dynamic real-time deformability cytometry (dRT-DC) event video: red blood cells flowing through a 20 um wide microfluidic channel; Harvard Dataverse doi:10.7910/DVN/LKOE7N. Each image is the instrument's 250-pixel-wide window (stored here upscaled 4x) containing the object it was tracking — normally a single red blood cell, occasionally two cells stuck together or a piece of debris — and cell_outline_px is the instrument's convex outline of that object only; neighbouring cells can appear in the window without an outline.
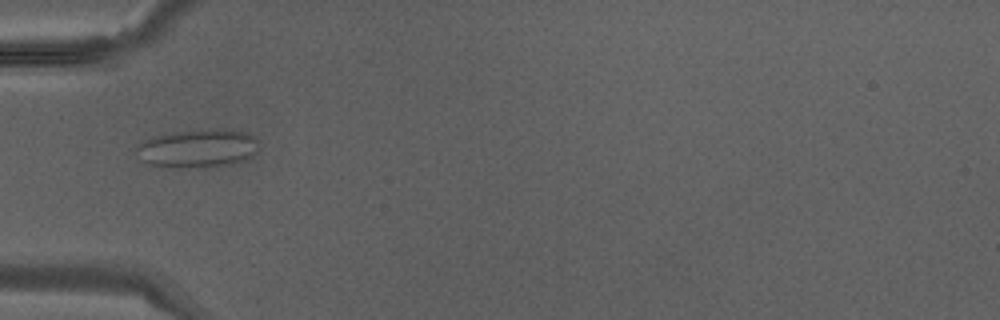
{"species": "Egyptian fruit bat (a non-hibernating species)", "species_latin": "Rousettus aegyptiacus", "temperature_condition": "warm", "stored_images_in_passage": 33, "camera_frame_rate_fps": 3000, "um_per_image_px": 0.085, "animal": {"sex": "male"}, "frame": {"image": 1, "passage_image": 7, "time_ms": 2.0, "image_size_px": [1000, 320], "cell_outline_px": [[256, 152], [252, 156], [244, 160], [232, 164], [148, 164], [140, 160], [136, 148], [144, 140], [152, 136], [200, 128], [232, 128], [248, 132], [256, 140]], "centroid_in_image_um": [16.86, 12.51], "position_along_channel_um": 68.1, "area_um2": 26.41}}
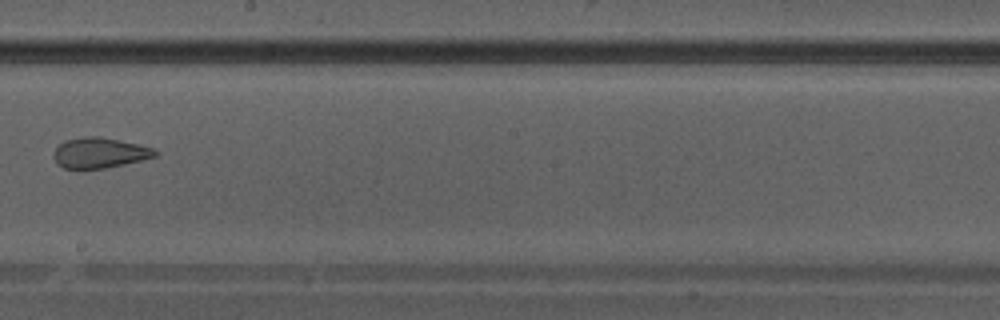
{"frame": {"image": 2, "passage_image": 17, "time_ms": 5.333, "image_size_px": [1000, 320], "cell_outline_px": [[160, 152], [156, 156], [124, 164], [104, 168], [64, 168], [56, 164], [52, 156], [52, 152], [64, 140], [84, 136], [100, 136], [136, 144], [152, 148]], "centroid_in_image_um": [8.41, 12.98], "position_along_channel_um": 239.8, "area_um2": 17.92}}
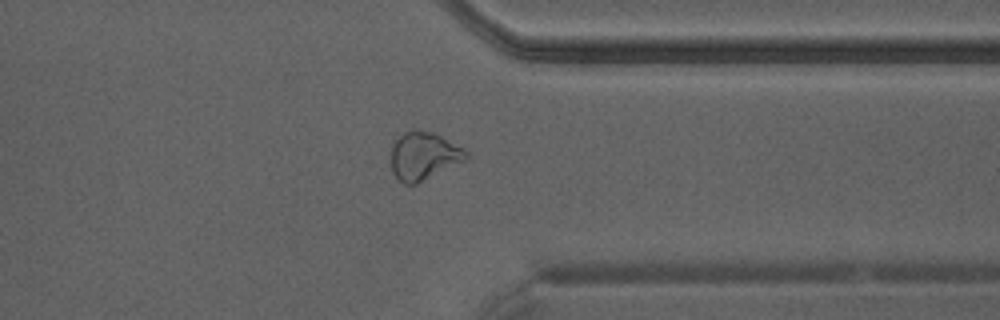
{"frame": {"image": 3, "passage_image": 25, "time_ms": 8.0, "image_size_px": [1000, 320], "cell_outline_px": [[468, 160], [416, 184], [404, 184], [392, 172], [392, 144], [404, 132], [412, 128], [416, 128], [432, 132], [464, 148], [468, 152]], "centroid_in_image_um": [36.04, 13.24], "position_along_channel_um": 375.4, "area_um2": 21.1}}